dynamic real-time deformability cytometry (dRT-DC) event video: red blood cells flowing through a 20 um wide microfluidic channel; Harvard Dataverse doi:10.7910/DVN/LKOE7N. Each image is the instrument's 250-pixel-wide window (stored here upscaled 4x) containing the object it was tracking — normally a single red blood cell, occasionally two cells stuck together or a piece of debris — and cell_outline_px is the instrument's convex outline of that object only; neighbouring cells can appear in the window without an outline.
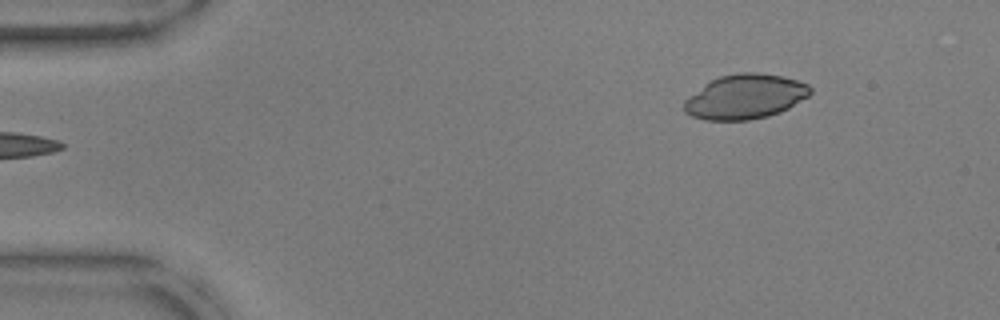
{"species": "common noctule bat (a hibernating species)", "species_latin": "Nyctalus noctula", "temperature_condition": "warm", "stored_images_in_passage": 47, "camera_frame_rate_fps": 3000, "um_per_image_px": 0.085, "animal": {"sex": "male", "body_mass_g": 17.9, "forearm_length_mm": 54.2}, "frame": {"image": 1, "passage_image": 1, "time_ms": 0.0, "image_size_px": [1000, 320], "cell_outline_px": [[812, 92], [808, 96], [788, 108], [780, 112], [768, 116], [748, 120], [704, 120], [692, 116], [684, 112], [684, 100], [688, 96], [704, 84], [720, 76], [740, 72], [756, 72], [784, 76], [808, 84], [812, 88]], "centroid_in_image_um": [63.33, 8.21], "position_along_channel_um": 21.7, "area_um2": 32.89}}
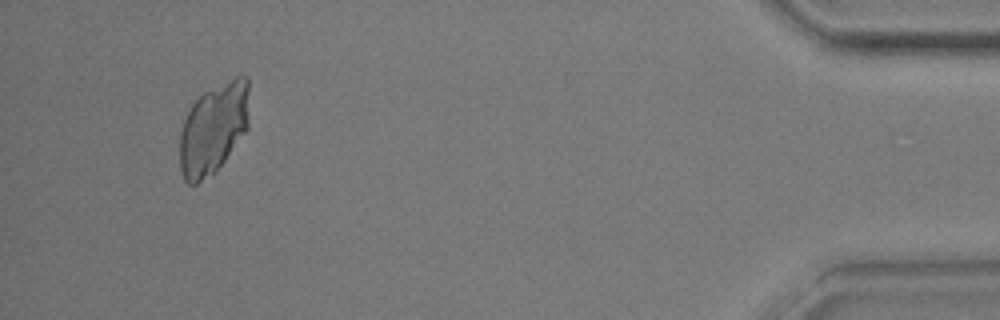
{"frame": {"image": 2, "passage_image": 44, "time_ms": 14.333, "image_size_px": [1000, 320], "cell_outline_px": [[248, 128], [212, 176], [196, 184], [188, 184], [184, 180], [180, 168], [180, 132], [184, 120], [192, 104], [204, 92], [236, 76], [248, 76]], "centroid_in_image_um": [18.13, 10.95], "position_along_channel_um": 417.1, "area_um2": 36.65}}